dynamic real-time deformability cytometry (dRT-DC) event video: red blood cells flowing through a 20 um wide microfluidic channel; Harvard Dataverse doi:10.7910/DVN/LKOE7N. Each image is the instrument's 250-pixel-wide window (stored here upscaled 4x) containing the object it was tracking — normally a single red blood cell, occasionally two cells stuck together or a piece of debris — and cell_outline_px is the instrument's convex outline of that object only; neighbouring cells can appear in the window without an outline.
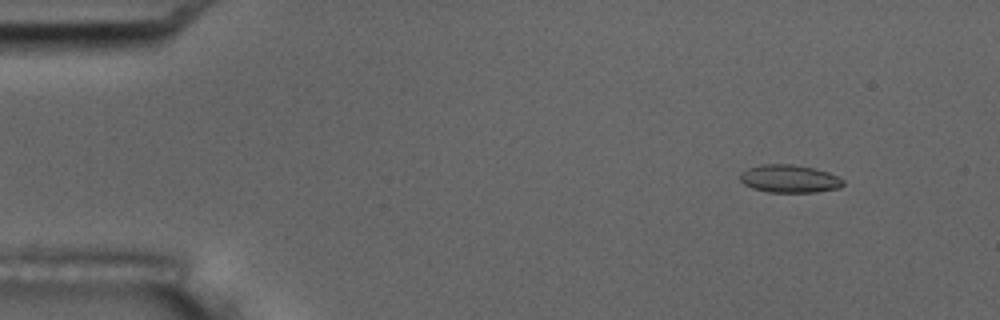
{"species": "common noctule bat (a hibernating species)", "species_latin": "Nyctalus noctula", "temperature_condition": "room temperature", "stored_images_in_passage": 6, "camera_frame_rate_fps": 3000, "um_per_image_px": 0.085, "animal": {"sex": "male", "body_mass_g": 17.5, "forearm_length_mm": 52.3}, "frame": {"image": 1, "passage_image": 2, "time_ms": 1.0, "image_size_px": [1000, 320], "cell_outline_px": [[844, 184], [840, 188], [816, 192], [768, 192], [752, 188], [744, 184], [740, 180], [740, 172], [748, 168], [760, 164], [792, 164], [812, 168], [828, 172], [844, 180]], "centroid_in_image_um": [67.08, 15.19], "position_along_channel_um": 17.9, "area_um2": 16.76}}
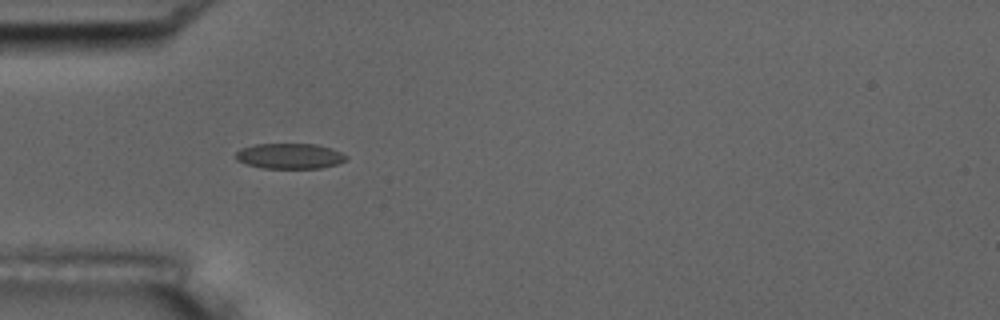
{"frame": {"image": 2, "passage_image": 5, "time_ms": 4.667, "image_size_px": [1000, 320], "cell_outline_px": [[348, 156], [344, 160], [336, 164], [320, 168], [264, 168], [248, 164], [236, 160], [236, 152], [240, 148], [256, 144], [316, 144], [332, 148]], "centroid_in_image_um": [24.61, 13.25], "position_along_channel_um": 60.4, "area_um2": 16.24}}